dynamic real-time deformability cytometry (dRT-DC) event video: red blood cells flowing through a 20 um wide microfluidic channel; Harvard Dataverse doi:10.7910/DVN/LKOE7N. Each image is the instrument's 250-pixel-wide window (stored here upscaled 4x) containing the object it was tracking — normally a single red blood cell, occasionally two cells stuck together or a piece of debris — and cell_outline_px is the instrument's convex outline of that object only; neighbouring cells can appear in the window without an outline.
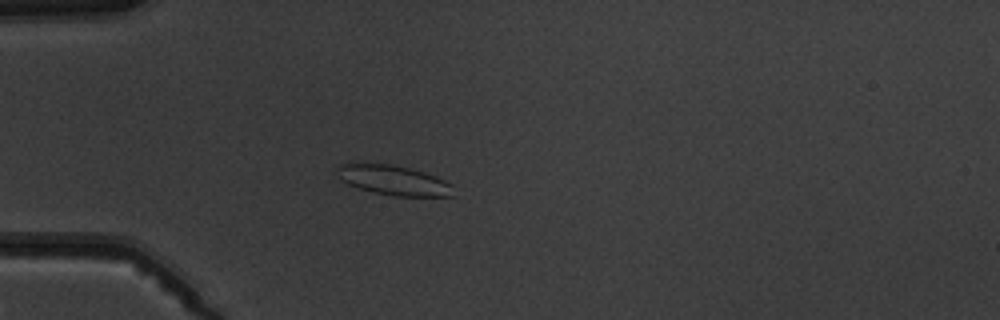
{"species": "common noctule bat (a hibernating species)", "species_latin": "Nyctalus noctula", "temperature_condition": "warm", "stored_images_in_passage": 4, "camera_frame_rate_fps": 3000, "um_per_image_px": 0.085, "animal": {"sex": "male", "body_mass_g": 19.5, "forearm_length_mm": 54.6}, "frame": {"image": 1, "passage_image": 4, "time_ms": 3.667, "image_size_px": [1000, 320], "cell_outline_px": [[456, 196], [396, 196], [372, 192], [348, 184], [340, 180], [336, 176], [336, 168], [344, 164], [392, 164], [424, 172], [436, 176], [452, 184]], "centroid_in_image_um": [33.48, 15.33], "position_along_channel_um": 51.5, "area_um2": 20.17}}